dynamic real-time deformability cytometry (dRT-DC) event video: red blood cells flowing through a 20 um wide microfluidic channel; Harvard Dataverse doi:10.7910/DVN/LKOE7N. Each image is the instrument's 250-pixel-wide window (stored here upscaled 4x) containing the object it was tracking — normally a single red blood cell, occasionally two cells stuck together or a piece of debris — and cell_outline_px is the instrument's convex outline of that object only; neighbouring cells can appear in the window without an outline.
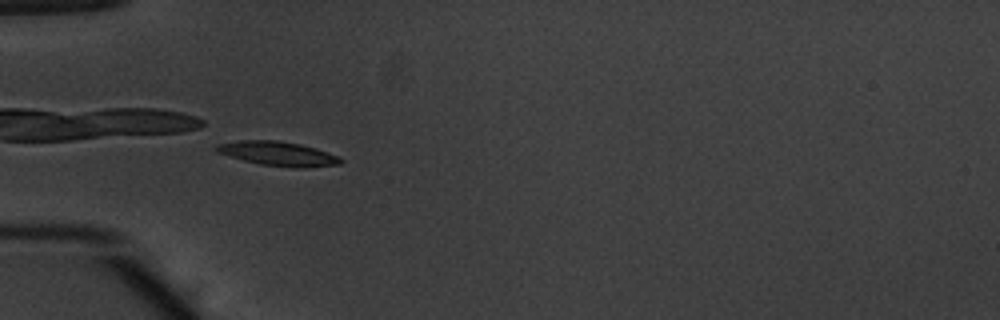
{"species": "common noctule bat (a hibernating species)", "species_latin": "Nyctalus noctula", "temperature_condition": "warm", "stored_images_in_passage": 55, "camera_frame_rate_fps": 3000, "um_per_image_px": 0.085, "animal": {"sex": "male", "body_mass_g": 20.1, "forearm_length_mm": 53.5}, "frame": {"image": 1, "passage_image": 19, "time_ms": 6.0, "image_size_px": [1000, 320], "cell_outline_px": [[344, 160], [340, 164], [300, 168], [296, 168], [260, 164], [244, 160], [216, 152], [212, 148], [216, 144], [240, 140], [276, 140], [300, 144], [316, 148], [340, 156]], "centroid_in_image_um": [23.63, 13.05], "position_along_channel_um": 61.4, "area_um2": 17.63}}
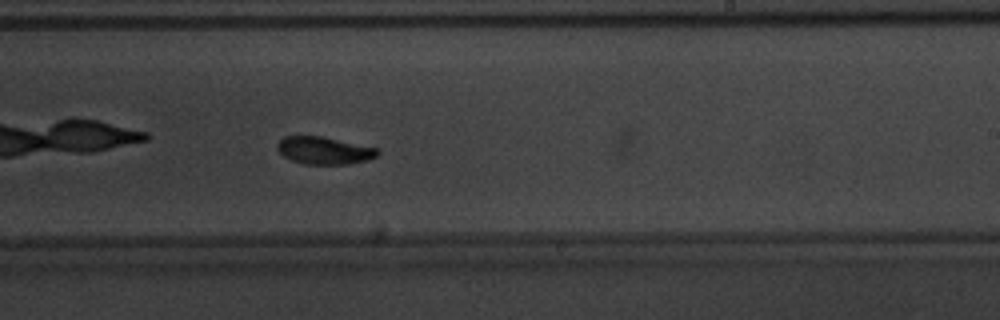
{"frame": {"image": 2, "passage_image": 35, "time_ms": 11.333, "image_size_px": [1000, 320], "cell_outline_px": [[380, 152], [376, 156], [368, 160], [348, 164], [304, 164], [292, 160], [284, 156], [276, 148], [276, 144], [284, 136], [320, 136], [380, 148]], "centroid_in_image_um": [27.57, 12.79], "position_along_channel_um": 261.4, "area_um2": 16.07}}
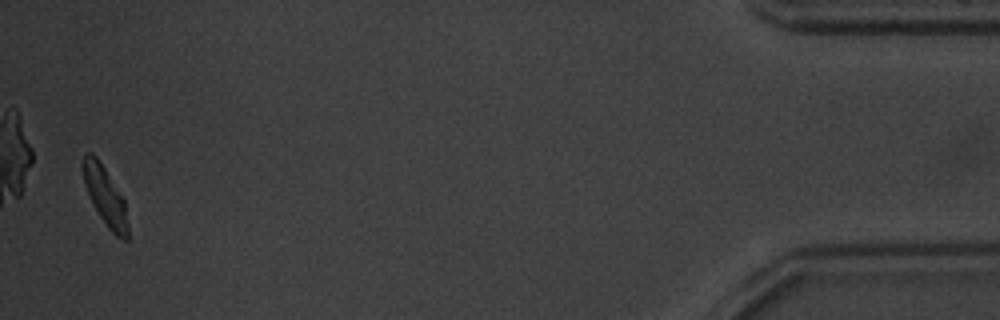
{"frame": {"image": 3, "passage_image": 54, "time_ms": 17.667, "image_size_px": [1000, 320], "cell_outline_px": [[128, 240], [120, 240], [108, 228], [100, 216], [84, 184], [80, 168], [80, 164], [84, 152], [92, 152], [96, 156], [104, 168], [124, 200], [128, 224]], "centroid_in_image_um": [8.9, 16.62], "position_along_channel_um": 426.3, "area_um2": 15.32}, "authors_computed_cell_mechanics": {"area_um2": 16.0106, "velocity_mm_per_s": 3.8369, "shape_relaxation_time_tau1_ms": 2.35, "shape_relaxation_time_tau2_ms": 4.6506, "deformation_change_tau1": 0.1353, "deformation_change_tau2": 0.1025}}